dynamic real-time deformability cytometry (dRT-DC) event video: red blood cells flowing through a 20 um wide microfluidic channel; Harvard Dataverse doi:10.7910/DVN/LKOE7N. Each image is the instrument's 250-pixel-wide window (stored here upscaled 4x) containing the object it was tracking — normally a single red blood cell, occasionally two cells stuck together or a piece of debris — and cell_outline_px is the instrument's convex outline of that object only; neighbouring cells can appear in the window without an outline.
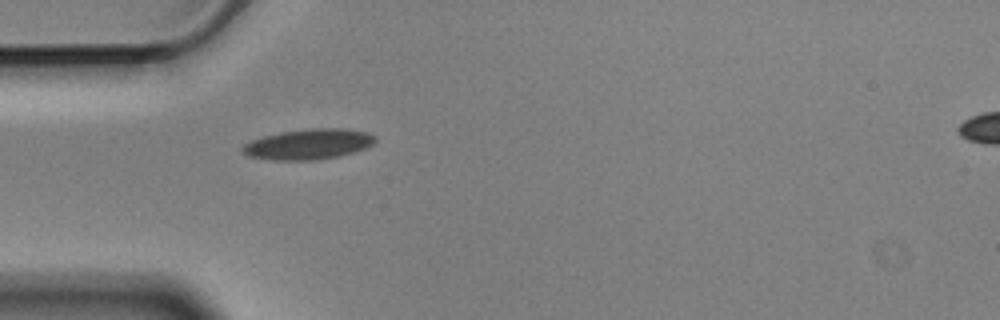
{"species": "Egyptian fruit bat (a non-hibernating species)", "species_latin": "Rousettus aegyptiacus", "temperature_condition": "cold", "stored_images_in_passage": 2, "segment_of_instrument_passage": [1, 2], "camera_frame_rate_fps": 3000, "um_per_image_px": 0.085, "animal": {"sex": "male"}, "frame": {"image": 1, "passage_image": 1, "time_ms": 0.0, "image_size_px": [1000, 320], "cell_outline_px": [[376, 140], [372, 144], [364, 148], [340, 156], [312, 160], [272, 160], [248, 156], [240, 148], [244, 144], [252, 140], [264, 136], [280, 132], [312, 128], [344, 128], [364, 132], [376, 136]], "centroid_in_image_um": [26.2, 12.25], "position_along_channel_um": 58.8, "area_um2": 23.35}}